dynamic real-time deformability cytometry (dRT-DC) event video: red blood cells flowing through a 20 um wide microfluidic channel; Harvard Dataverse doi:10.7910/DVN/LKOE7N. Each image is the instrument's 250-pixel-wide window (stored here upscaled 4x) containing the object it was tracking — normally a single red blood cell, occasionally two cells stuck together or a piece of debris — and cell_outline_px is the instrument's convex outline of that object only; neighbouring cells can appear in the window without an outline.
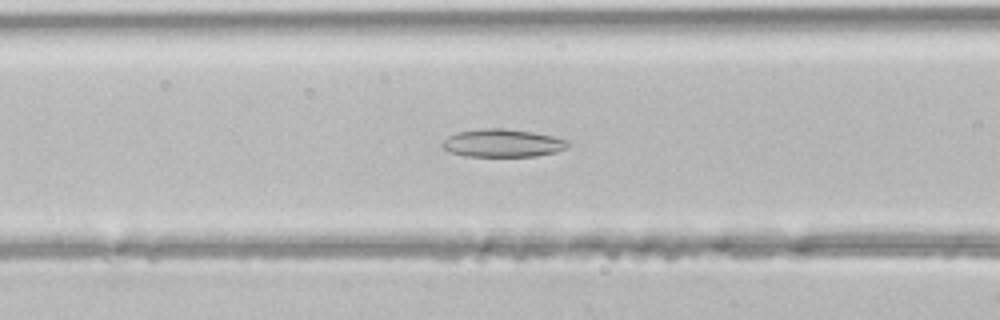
{"species": "common noctule bat (a hibernating species)", "species_latin": "Nyctalus noctula", "temperature_condition": "room temperature", "stored_images_in_passage": 40, "camera_frame_rate_fps": 3000, "um_per_image_px": 0.085, "animal": {"sex": "male", "body_mass_g": 21.5, "forearm_length_mm": 52.0}, "frame": {"image": 1, "passage_image": 18, "time_ms": 5.667, "image_size_px": [1000, 320], "cell_outline_px": [[568, 148], [556, 152], [536, 156], [464, 156], [448, 152], [440, 144], [448, 136], [460, 132], [484, 128], [504, 128], [532, 132], [552, 136], [568, 140]], "centroid_in_image_um": [42.72, 12.17], "position_along_channel_um": 123.9, "area_um2": 20.4}}
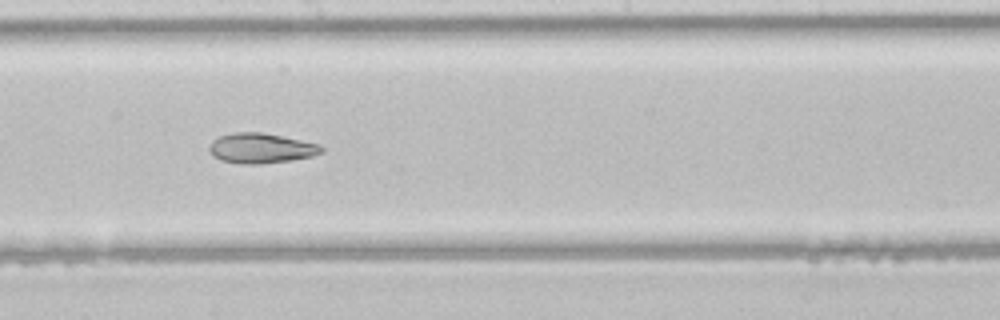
{"frame": {"image": 2, "passage_image": 25, "time_ms": 8.0, "image_size_px": [1000, 320], "cell_outline_px": [[324, 152], [312, 156], [292, 160], [260, 164], [244, 164], [220, 160], [212, 156], [208, 148], [212, 140], [220, 136], [236, 132], [260, 132], [320, 144], [324, 148]], "centroid_in_image_um": [22.18, 12.6], "position_along_channel_um": 226.0, "area_um2": 19.65}}
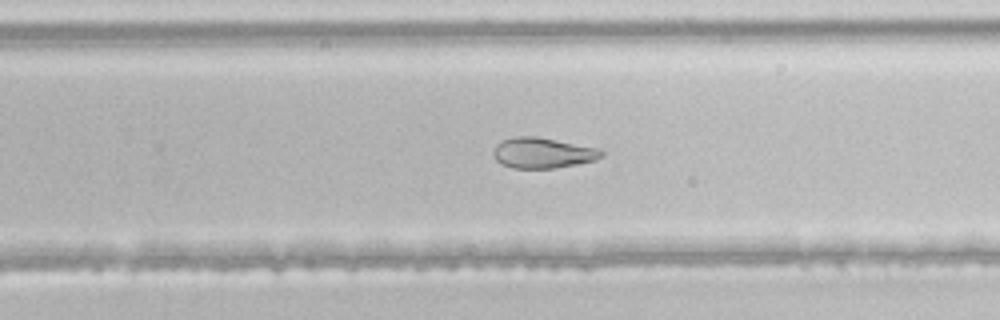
{"frame": {"image": 3, "passage_image": 29, "time_ms": 9.333, "image_size_px": [1000, 320], "cell_outline_px": [[604, 156], [596, 160], [556, 168], [512, 168], [500, 164], [492, 156], [492, 152], [496, 144], [500, 140], [512, 136], [536, 136], [600, 148], [604, 152]], "centroid_in_image_um": [46.1, 12.99], "position_along_channel_um": 283.7, "area_um2": 19.65}}